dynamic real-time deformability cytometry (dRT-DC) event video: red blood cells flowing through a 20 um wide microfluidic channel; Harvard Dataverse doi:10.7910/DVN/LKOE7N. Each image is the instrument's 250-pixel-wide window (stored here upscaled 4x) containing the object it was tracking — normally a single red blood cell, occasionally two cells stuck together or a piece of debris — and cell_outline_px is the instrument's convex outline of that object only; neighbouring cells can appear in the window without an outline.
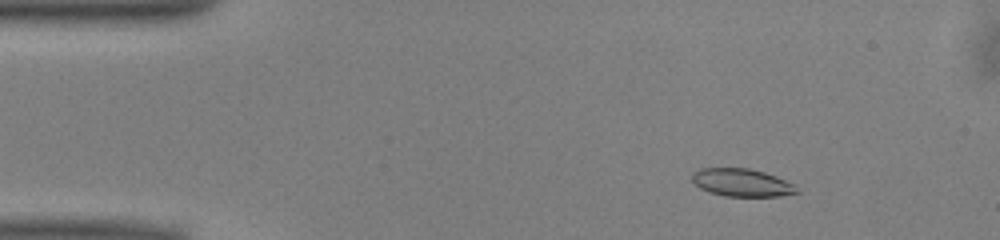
{"species": "common noctule bat (a hibernating species)", "species_latin": "Nyctalus noctula", "temperature_condition": "warm", "stored_images_in_passage": 52, "segment_of_instrument_passage": [1, 2], "camera_frame_rate_fps": 3000, "um_per_image_px": 0.085, "animal": {"sex": "male", "body_mass_g": 13.0, "forearm_length_mm": 53.1}, "frame": {"image": 1, "passage_image": 7, "time_ms": 2.0, "image_size_px": [1000, 240], "cell_outline_px": [[800, 192], [780, 196], [724, 196], [708, 192], [700, 188], [692, 180], [692, 172], [700, 168], [748, 168], [764, 172], [776, 176], [796, 184]], "centroid_in_image_um": [63.07, 15.52], "position_along_channel_um": 21.9, "area_um2": 17.11}}
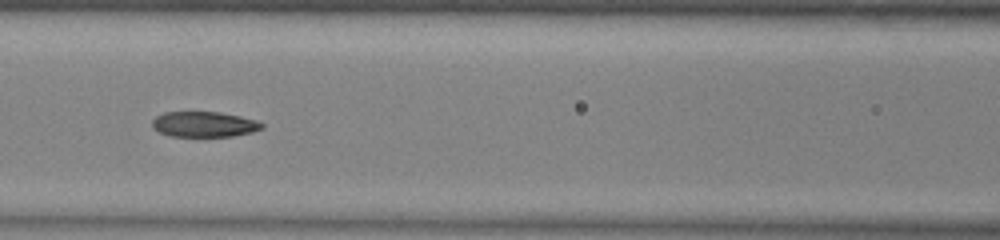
{"frame": {"image": 2, "passage_image": 22, "time_ms": 7.0, "image_size_px": [1000, 240], "cell_outline_px": [[264, 128], [252, 132], [232, 136], [168, 136], [152, 128], [152, 120], [156, 116], [164, 112], [220, 112], [240, 116], [256, 120], [264, 124]], "centroid_in_image_um": [17.34, 10.56], "position_along_channel_um": 149.3, "area_um2": 16.3}}
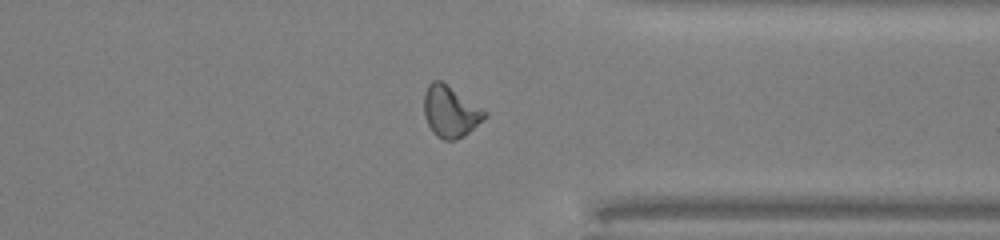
{"frame": {"image": 3, "passage_image": 39, "time_ms": 12.667, "image_size_px": [1000, 240], "cell_outline_px": [[488, 116], [464, 136], [456, 140], [444, 140], [436, 136], [432, 132], [424, 116], [424, 92], [428, 84], [432, 80], [440, 80], [488, 112]], "centroid_in_image_um": [38.27, 9.49], "position_along_channel_um": 373.1, "area_um2": 18.15}}